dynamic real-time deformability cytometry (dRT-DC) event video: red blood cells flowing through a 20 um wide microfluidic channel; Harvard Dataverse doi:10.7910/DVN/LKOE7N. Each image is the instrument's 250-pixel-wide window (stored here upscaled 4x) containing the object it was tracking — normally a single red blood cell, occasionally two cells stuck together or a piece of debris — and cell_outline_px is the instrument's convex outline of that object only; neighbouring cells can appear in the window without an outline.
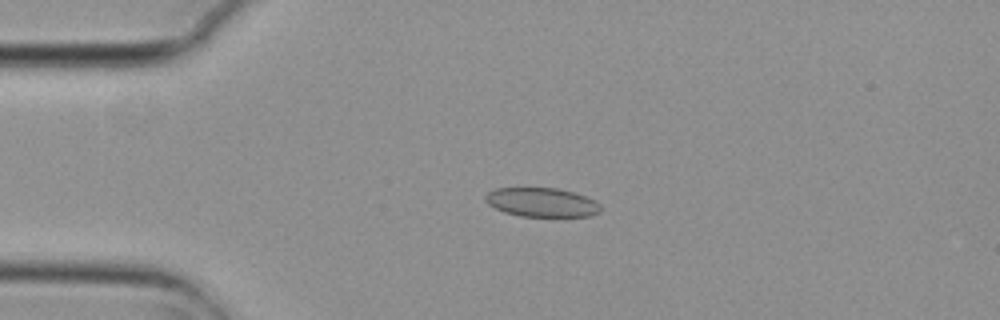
{"species": "common noctule bat (a hibernating species)", "species_latin": "Nyctalus noctula", "temperature_condition": "cold", "stored_images_in_passage": 4, "camera_frame_rate_fps": 3000, "um_per_image_px": 0.085, "animal": {"sex": "female", "body_mass_g": 29.2, "forearm_length_mm": 56.3}, "frame": {"image": 1, "passage_image": 3, "time_ms": 0.667, "image_size_px": [1000, 320], "cell_outline_px": [[600, 212], [592, 216], [520, 216], [504, 212], [488, 204], [484, 200], [484, 196], [488, 192], [496, 188], [556, 188], [572, 192], [596, 200], [600, 204]], "centroid_in_image_um": [46.04, 17.2], "position_along_channel_um": 39.0, "area_um2": 19.48}}